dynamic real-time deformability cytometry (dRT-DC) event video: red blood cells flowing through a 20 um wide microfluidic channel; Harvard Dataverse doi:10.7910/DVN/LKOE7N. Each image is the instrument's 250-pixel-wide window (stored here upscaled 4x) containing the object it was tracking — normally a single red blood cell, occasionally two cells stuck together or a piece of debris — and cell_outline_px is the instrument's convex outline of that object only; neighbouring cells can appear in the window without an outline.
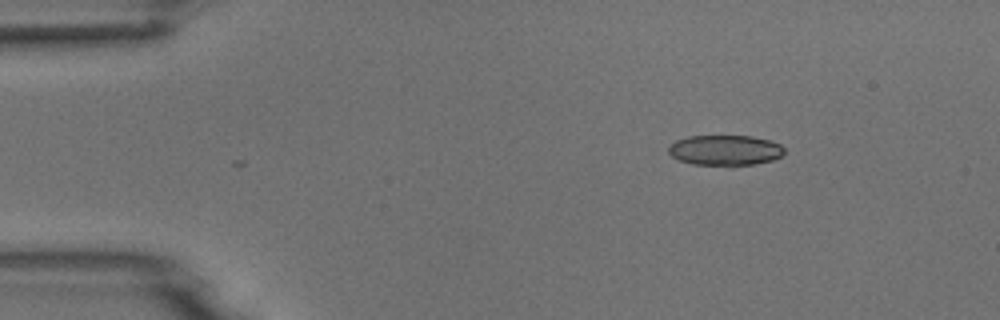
{"species": "common noctule bat (a hibernating species)", "species_latin": "Nyctalus noctula", "temperature_condition": "room temperature", "stored_images_in_passage": 5, "camera_frame_rate_fps": 3000, "um_per_image_px": 0.085, "animal": {"sex": "male", "body_mass_g": 18.8}, "frame": {"image": 1, "passage_image": 2, "time_ms": 0.333, "image_size_px": [1000, 320], "cell_outline_px": [[784, 152], [780, 156], [772, 160], [756, 164], [732, 168], [692, 164], [680, 160], [672, 156], [668, 152], [668, 148], [676, 140], [688, 136], [752, 136], [768, 140], [780, 144], [784, 148]], "centroid_in_image_um": [61.64, 12.81], "position_along_channel_um": 23.4, "area_um2": 21.04}}
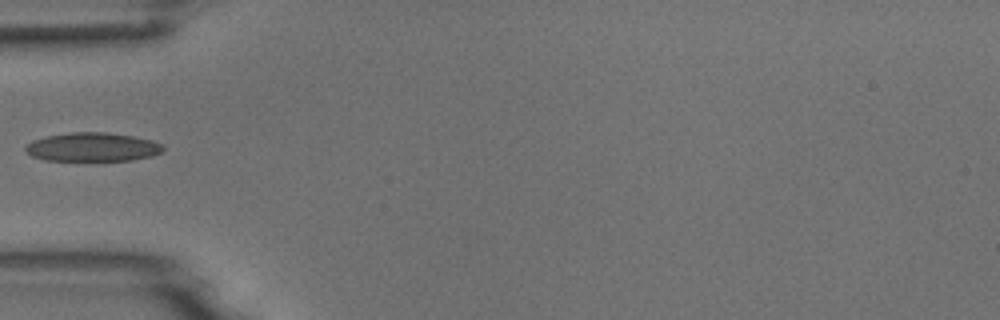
{"frame": {"image": 2, "passage_image": 5, "time_ms": 1.333, "image_size_px": [1000, 320], "cell_outline_px": [[164, 148], [160, 152], [152, 156], [132, 160], [100, 164], [44, 160], [32, 156], [24, 148], [32, 140], [44, 136], [72, 132], [108, 132], [132, 136], [152, 140], [164, 144]], "centroid_in_image_um": [7.87, 12.55], "position_along_channel_um": 77.1, "area_um2": 24.33}}